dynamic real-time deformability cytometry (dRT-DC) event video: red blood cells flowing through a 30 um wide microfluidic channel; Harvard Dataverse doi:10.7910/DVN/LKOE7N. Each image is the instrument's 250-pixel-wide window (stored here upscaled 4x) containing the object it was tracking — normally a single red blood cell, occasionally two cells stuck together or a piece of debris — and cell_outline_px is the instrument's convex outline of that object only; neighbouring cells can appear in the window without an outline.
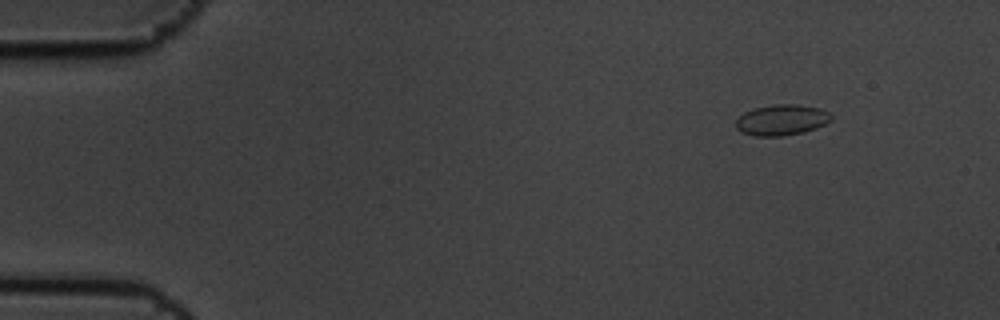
{"species": "common noctule bat (a hibernating species)", "species_latin": "Nyctalus noctula", "temperature_condition": "cold", "stored_images_in_passage": 12, "camera_frame_rate_fps": 3000, "um_per_image_px": 0.085, "animal": {"sex": "male", "body_mass_g": 19.5, "forearm_length_mm": 54.6}, "frame": {"image": 1, "passage_image": 1, "time_ms": 0.0, "image_size_px": [1000, 320], "cell_outline_px": [[832, 120], [816, 128], [804, 132], [780, 136], [752, 136], [740, 132], [736, 128], [736, 120], [744, 112], [752, 108], [772, 104], [796, 104], [820, 108], [828, 112], [832, 116]], "centroid_in_image_um": [66.41, 10.19], "position_along_channel_um": 18.6, "area_um2": 17.28}}
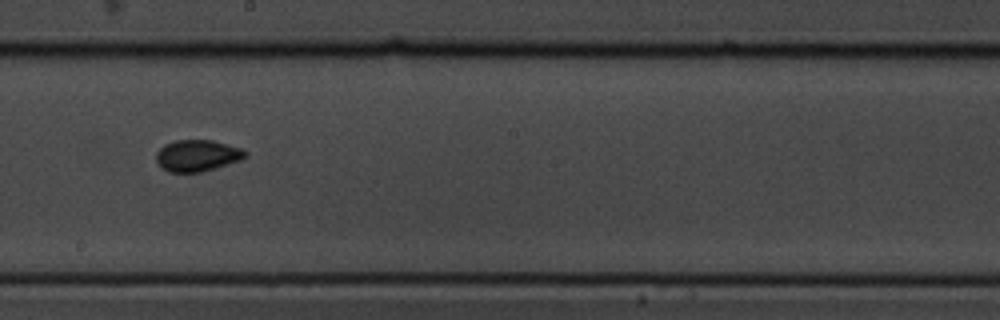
{"frame": {"image": 2, "passage_image": 8, "time_ms": 2.333, "image_size_px": [1000, 320], "cell_outline_px": [[248, 156], [240, 160], [200, 172], [168, 172], [160, 168], [156, 160], [156, 152], [164, 144], [176, 140], [212, 140], [228, 144], [240, 148], [248, 152]], "centroid_in_image_um": [16.74, 13.22], "position_along_channel_um": 231.5, "area_um2": 16.42}}
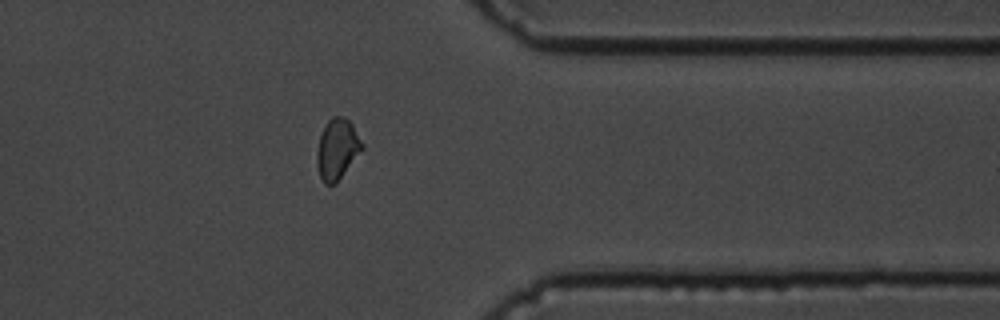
{"frame": {"image": 3, "passage_image": 12, "time_ms": 3.667, "image_size_px": [1000, 320], "cell_outline_px": [[364, 148], [336, 184], [324, 184], [320, 176], [316, 164], [316, 152], [320, 136], [328, 120], [332, 116], [344, 116], [352, 124], [364, 144]], "centroid_in_image_um": [28.67, 12.68], "position_along_channel_um": 382.7, "area_um2": 16.07}}